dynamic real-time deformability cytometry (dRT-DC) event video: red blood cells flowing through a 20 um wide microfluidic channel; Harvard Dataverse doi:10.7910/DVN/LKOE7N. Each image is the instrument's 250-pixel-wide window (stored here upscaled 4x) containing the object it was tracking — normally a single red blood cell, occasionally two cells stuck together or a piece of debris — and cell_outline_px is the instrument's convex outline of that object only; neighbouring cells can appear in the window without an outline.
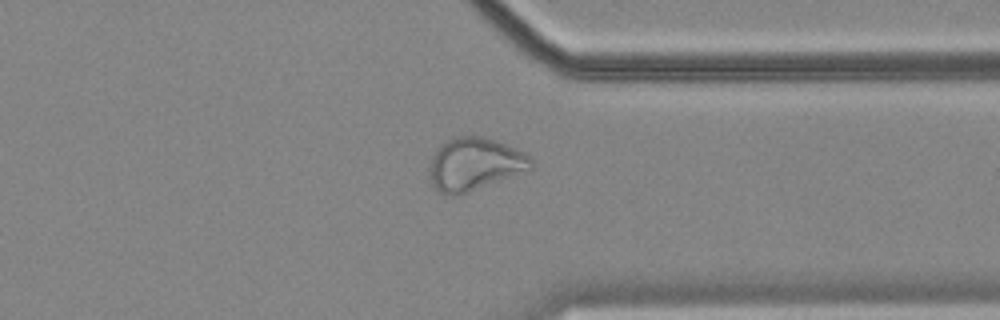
{"species": "common noctule bat (a hibernating species)", "species_latin": "Nyctalus noctula", "temperature_condition": "cold", "stored_images_in_passage": 57, "camera_frame_rate_fps": 3000, "um_per_image_px": 0.085, "animal": {"sex": "female", "body_mass_g": 18.4}, "frame": {"image": 1, "passage_image": 44, "time_ms": 14.333, "image_size_px": [1000, 320], "cell_outline_px": [[532, 168], [468, 192], [456, 196], [452, 196], [440, 192], [432, 184], [428, 168], [432, 156], [436, 148], [440, 144], [456, 136], [480, 136], [496, 140], [516, 148], [524, 152], [532, 160]], "centroid_in_image_um": [40.3, 13.93], "position_along_channel_um": 371.1, "area_um2": 30.98}}
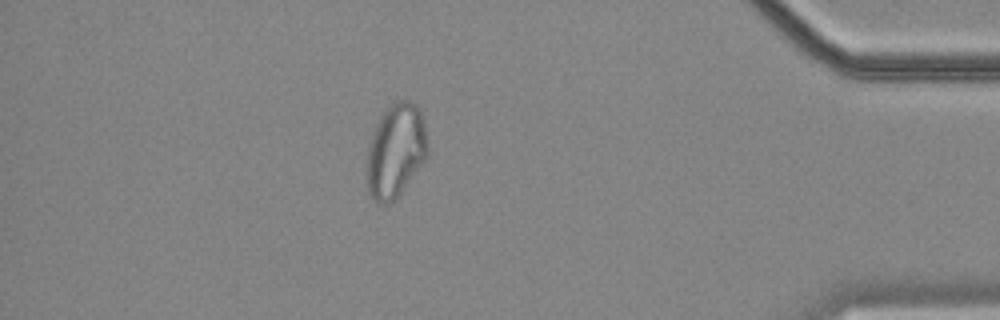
{"frame": {"image": 2, "passage_image": 50, "time_ms": 16.333, "image_size_px": [1000, 320], "cell_outline_px": [[428, 156], [400, 192], [388, 204], [380, 204], [368, 192], [368, 144], [376, 124], [380, 116], [396, 100], [408, 100], [416, 104], [420, 108], [424, 120], [428, 148]], "centroid_in_image_um": [33.66, 12.76], "position_along_channel_um": 401.5, "area_um2": 32.83}}